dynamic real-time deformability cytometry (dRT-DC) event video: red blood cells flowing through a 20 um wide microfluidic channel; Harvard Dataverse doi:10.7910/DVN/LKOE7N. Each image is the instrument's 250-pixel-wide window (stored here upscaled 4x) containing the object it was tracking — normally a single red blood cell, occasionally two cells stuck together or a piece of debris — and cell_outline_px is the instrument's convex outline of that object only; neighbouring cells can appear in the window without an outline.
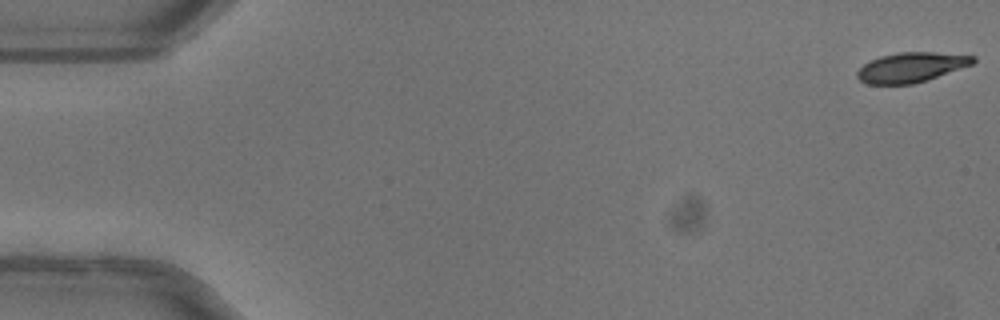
{"species": "common noctule bat (a hibernating species)", "species_latin": "Nyctalus noctula", "temperature_condition": "warm", "stored_images_in_passage": 16, "camera_frame_rate_fps": 3000, "um_per_image_px": 0.085, "animal": {"sex": "female"}, "frame": {"image": 1, "passage_image": 1, "time_ms": 0.0, "image_size_px": [1000, 320], "cell_outline_px": [[976, 60], [972, 64], [912, 84], [868, 84], [860, 80], [856, 76], [856, 72], [864, 64], [880, 56], [900, 52], [936, 52], [976, 56]], "centroid_in_image_um": [77.42, 5.71], "position_along_channel_um": 7.6, "area_um2": 19.77}}
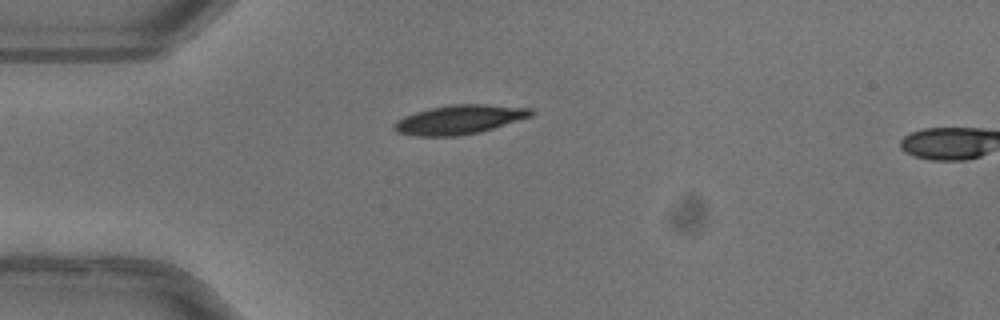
{"frame": {"image": 2, "passage_image": 14, "time_ms": 4.333, "image_size_px": [1000, 320], "cell_outline_px": [[536, 112], [532, 116], [480, 132], [456, 136], [416, 136], [396, 132], [392, 128], [392, 124], [396, 120], [404, 116], [416, 112], [432, 108], [452, 104], [488, 104], [532, 108]], "centroid_in_image_um": [39.05, 10.16], "position_along_channel_um": 46.0, "area_um2": 23.35}}